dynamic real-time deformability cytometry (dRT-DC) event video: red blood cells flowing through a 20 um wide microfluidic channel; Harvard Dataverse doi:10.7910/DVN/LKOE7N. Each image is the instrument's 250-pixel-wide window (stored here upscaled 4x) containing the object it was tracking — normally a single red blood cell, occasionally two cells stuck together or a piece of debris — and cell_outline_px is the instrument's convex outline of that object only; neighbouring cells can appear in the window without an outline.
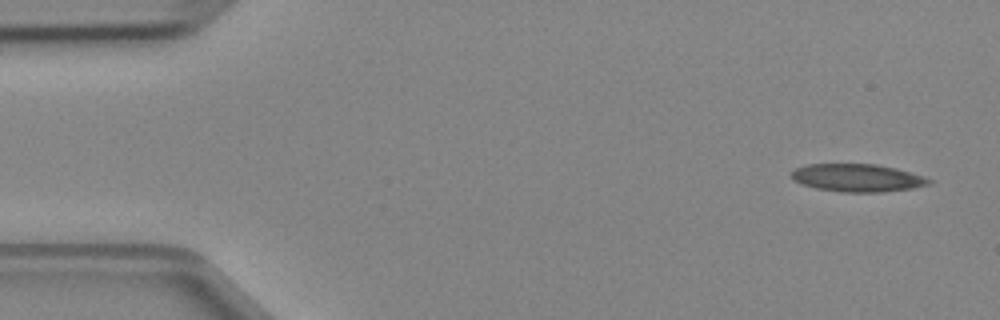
{"species": "Egyptian fruit bat (a non-hibernating species)", "species_latin": "Rousettus aegyptiacus", "temperature_condition": "cold", "stored_images_in_passage": 45, "camera_frame_rate_fps": 3000, "um_per_image_px": 0.085, "animal": {"sex": "female"}, "frame": {"image": 1, "passage_image": 1, "time_ms": 0.0, "image_size_px": [1000, 320], "cell_outline_px": [[932, 184], [912, 188], [880, 192], [840, 192], [816, 188], [804, 184], [796, 180], [792, 176], [792, 172], [796, 168], [808, 164], [876, 164], [896, 168], [924, 176], [932, 180]], "centroid_in_image_um": [72.93, 15.11], "position_along_channel_um": 12.1, "area_um2": 22.08}}
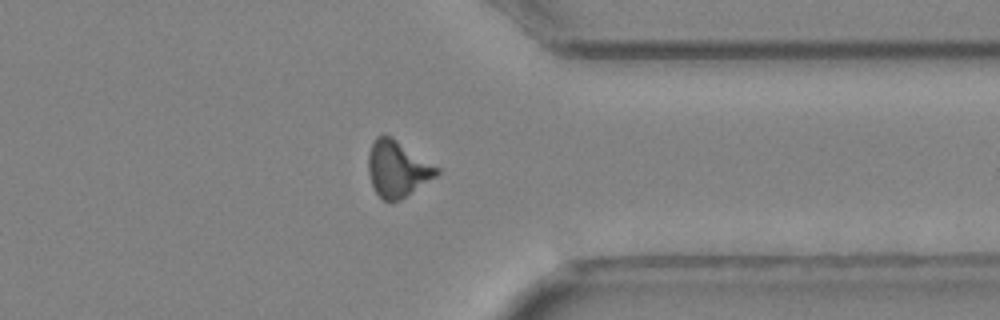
{"frame": {"image": 2, "passage_image": 35, "time_ms": 11.333, "image_size_px": [1000, 320], "cell_outline_px": [[440, 172], [436, 176], [400, 200], [384, 200], [376, 192], [372, 184], [368, 172], [368, 156], [372, 144], [376, 136], [392, 136], [440, 168]], "centroid_in_image_um": [33.79, 14.33], "position_along_channel_um": 377.6, "area_um2": 22.14}}
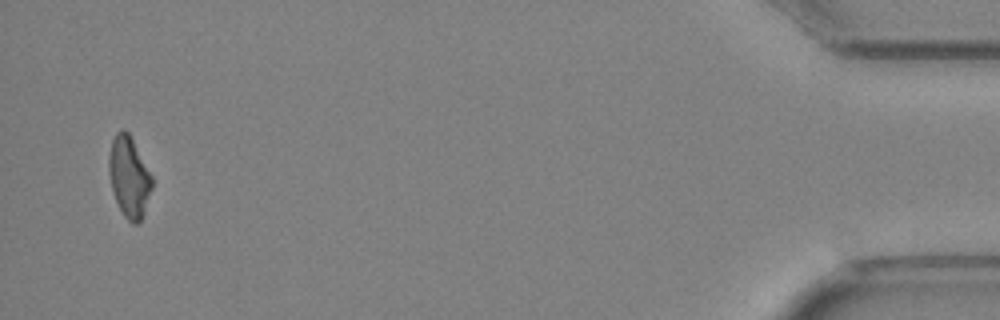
{"frame": {"image": 3, "passage_image": 44, "time_ms": 14.333, "image_size_px": [1000, 320], "cell_outline_px": [[152, 188], [144, 212], [140, 220], [136, 224], [132, 224], [124, 216], [116, 200], [112, 188], [108, 172], [108, 156], [112, 140], [116, 132], [120, 128], [124, 128], [128, 132], [152, 176]], "centroid_in_image_um": [10.95, 15.01], "position_along_channel_um": 424.2, "area_um2": 20.11}}